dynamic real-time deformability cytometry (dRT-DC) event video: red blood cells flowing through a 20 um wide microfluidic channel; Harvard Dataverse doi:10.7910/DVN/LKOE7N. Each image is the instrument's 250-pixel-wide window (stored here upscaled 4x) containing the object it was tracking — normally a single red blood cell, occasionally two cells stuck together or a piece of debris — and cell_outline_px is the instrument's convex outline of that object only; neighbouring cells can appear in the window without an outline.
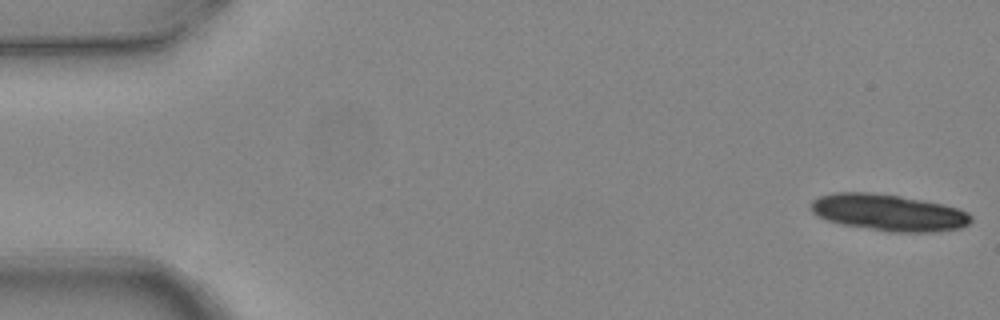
{"species": "common noctule bat (a hibernating species)", "species_latin": "Nyctalus noctula", "temperature_condition": "warm", "stored_images_in_passage": 4, "camera_frame_rate_fps": 3000, "um_per_image_px": 0.085, "animal": {"sex": "female", "body_mass_g": 24.6, "forearm_length_mm": 56.2}, "frame": {"image": 1, "passage_image": 1, "time_ms": 0.0, "image_size_px": [1000, 320], "cell_outline_px": [[972, 220], [968, 224], [960, 228], [936, 232], [888, 232], [840, 224], [816, 216], [812, 212], [808, 204], [812, 200], [820, 196], [832, 192], [868, 192], [900, 196], [944, 204], [968, 212], [972, 216]], "centroid_in_image_um": [75.49, 18.07], "position_along_channel_um": 9.5, "area_um2": 34.51}}